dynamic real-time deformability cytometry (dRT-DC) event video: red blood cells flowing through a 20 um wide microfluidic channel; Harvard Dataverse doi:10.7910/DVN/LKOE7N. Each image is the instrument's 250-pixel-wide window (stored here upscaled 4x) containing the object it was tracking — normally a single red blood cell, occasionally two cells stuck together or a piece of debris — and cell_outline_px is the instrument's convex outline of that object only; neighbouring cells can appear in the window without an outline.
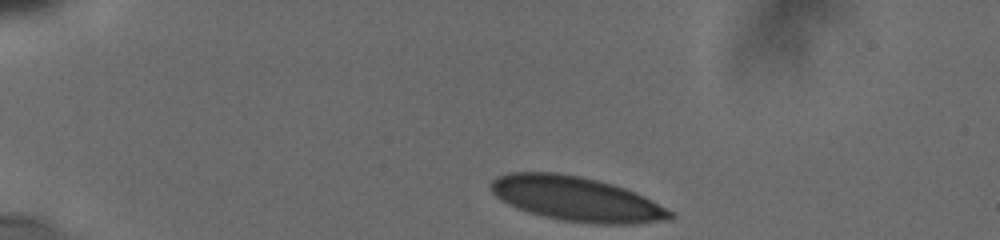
{"species": "human", "species_latin": "Homo sapiens", "temperature_condition": "cold", "stored_images_in_passage": 63, "camera_frame_rate_fps": 3000, "um_per_image_px": 0.085, "donor": {"sex": "male"}, "frame": {"image": 1, "passage_image": 1, "time_ms": 0.0, "image_size_px": [1000, 240], "cell_outline_px": [[676, 216], [672, 220], [636, 224], [596, 224], [560, 220], [528, 212], [516, 208], [500, 200], [492, 192], [492, 180], [496, 176], [512, 172], [556, 172], [580, 176], [612, 184], [624, 188], [644, 196], [672, 212]], "centroid_in_image_um": [49.01, 16.92], "position_along_channel_um": 36.0, "area_um2": 46.53}}
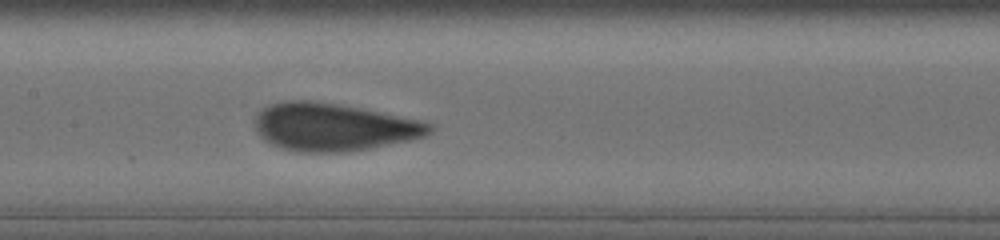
{"frame": {"image": 2, "passage_image": 29, "time_ms": 5.667, "image_size_px": [1000, 240], "cell_outline_px": [[436, 128], [428, 136], [412, 140], [368, 148], [344, 152], [296, 152], [280, 148], [264, 140], [260, 136], [256, 128], [256, 116], [264, 108], [272, 104], [292, 100], [312, 100], [360, 108], [420, 120], [432, 124]], "centroid_in_image_um": [28.39, 10.81], "position_along_channel_um": 179.0, "area_um2": 48.38}}
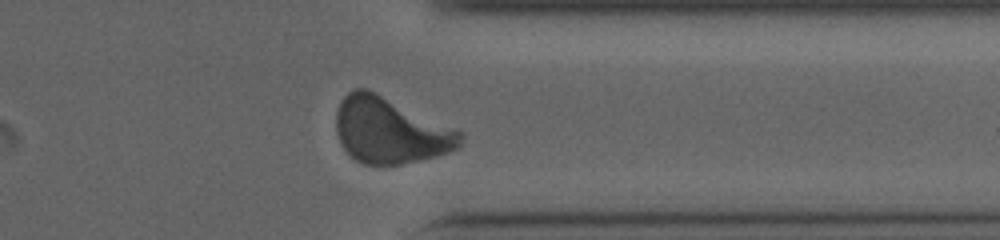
{"frame": {"image": 3, "passage_image": 56, "time_ms": 11.0, "image_size_px": [1000, 240], "cell_outline_px": [[464, 136], [460, 148], [436, 156], [420, 160], [400, 164], [364, 164], [356, 160], [344, 148], [336, 132], [336, 112], [340, 100], [348, 92], [356, 88], [368, 88], [464, 132]], "centroid_in_image_um": [33.19, 11.07], "position_along_channel_um": 378.2, "area_um2": 47.86}, "authors_computed_cell_mechanics": {"area_um2": 46.8758, "velocity_mm_per_s": 3.7672, "shape_relaxation_time_tau1_ms": 5.096, "shape_relaxation_time_tau2_ms": null, "deformation_change_tau1": 0.1603, "deformation_change_tau2": null}}